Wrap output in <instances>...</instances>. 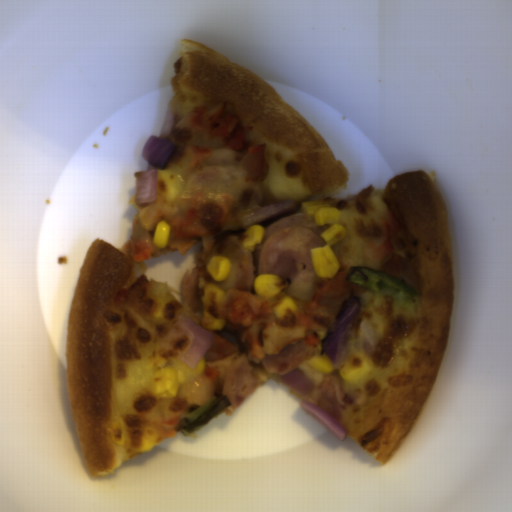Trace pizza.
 <instances>
[{"label": "pizza", "mask_w": 512, "mask_h": 512, "mask_svg": "<svg viewBox=\"0 0 512 512\" xmlns=\"http://www.w3.org/2000/svg\"><path fill=\"white\" fill-rule=\"evenodd\" d=\"M171 67L168 107L174 113L175 149L164 169L150 163L147 168L158 170L156 198L147 205L171 225L169 246L156 248L153 232L140 227L138 212L147 205H137L135 191L127 200L136 209L131 239L121 247L100 237L92 240L69 305L67 394L90 475L116 474L123 462L179 436L172 428L182 417L216 396H228L223 387L230 366L247 354L240 328L226 321L223 330L213 331L214 343L196 369L179 360L190 337L175 323L183 314L201 326L203 306L192 313L181 291L148 280L146 261L170 252L185 255L200 240L201 291L214 282L226 292L257 296L260 255L243 246V232L303 213L304 202L317 200L338 208L339 224L346 228L344 239L331 246L339 270L348 273L350 265H362L389 272L409 282L420 298L406 312L347 280L346 293L329 294L320 303L331 315L312 318L329 332L349 295L361 302L336 357H328L331 374L307 362L320 355L323 341L309 331L279 354L248 361L257 387L301 369L314 389L304 394L289 387L293 394L325 410L384 467L420 419L447 352L454 316L453 237L436 179L408 170L384 188L367 185L336 197L349 188V169L271 84L189 39L180 40V55ZM219 102L241 118L238 126L248 132L242 150L226 148L189 122L191 107ZM220 255L231 259L233 269L218 283L205 266ZM363 354L373 359L375 369L360 382H348L337 367ZM163 367L179 374L178 395L172 399L153 393L154 371Z\"/></svg>", "instance_id": "obj_1"}]
</instances>
